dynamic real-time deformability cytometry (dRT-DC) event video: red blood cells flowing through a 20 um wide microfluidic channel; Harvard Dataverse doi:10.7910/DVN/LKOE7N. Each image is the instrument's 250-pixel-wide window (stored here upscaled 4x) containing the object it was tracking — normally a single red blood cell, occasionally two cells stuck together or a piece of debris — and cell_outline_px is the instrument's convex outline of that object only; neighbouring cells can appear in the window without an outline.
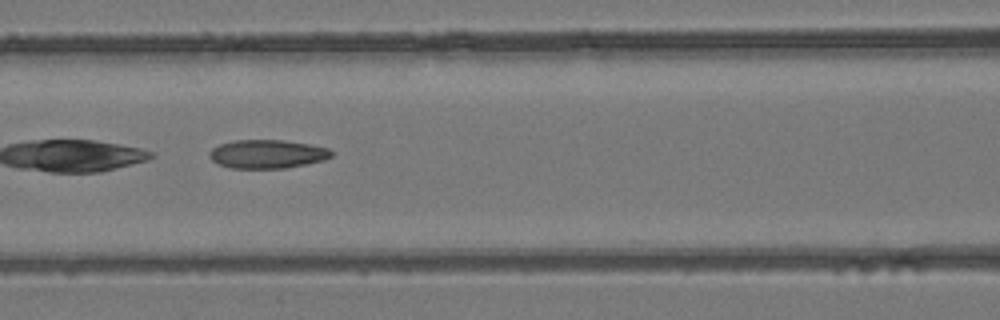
{"species": "common noctule bat (a hibernating species)", "species_latin": "Nyctalus noctula", "temperature_condition": "room temperature", "stored_images_in_passage": 33, "camera_frame_rate_fps": 3000, "um_per_image_px": 0.085, "animal": {"sex": "female", "body_mass_g": 24.6, "forearm_length_mm": 56.2}, "frame": {"image": 1, "passage_image": 6, "time_ms": 1.667, "image_size_px": [1000, 320], "cell_outline_px": [[336, 152], [332, 156], [324, 160], [284, 168], [232, 168], [220, 164], [212, 160], [208, 156], [208, 152], [212, 148], [220, 144], [236, 140], [284, 140], [312, 144], [328, 148]], "centroid_in_image_um": [22.75, 13.08], "position_along_channel_um": 143.9, "area_um2": 20.4}}
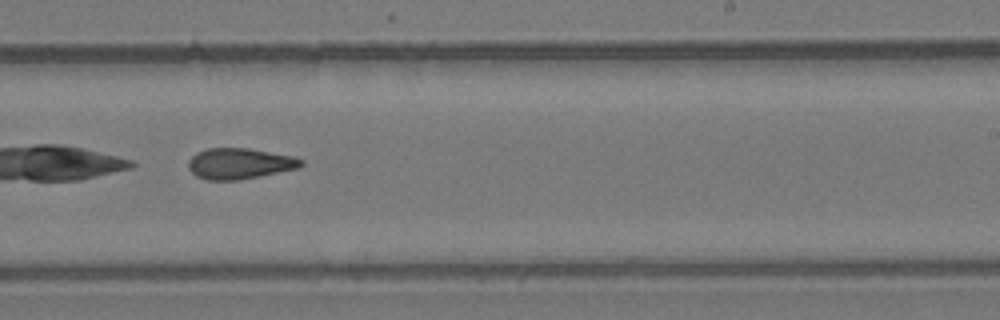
{"frame": {"image": 2, "passage_image": 15, "time_ms": 4.667, "image_size_px": [1000, 320], "cell_outline_px": [[304, 164], [300, 168], [260, 176], [236, 180], [208, 180], [196, 176], [188, 168], [188, 160], [196, 152], [204, 148], [248, 148], [296, 156], [304, 160]], "centroid_in_image_um": [20.39, 13.89], "position_along_channel_um": 268.6, "area_um2": 20.58}, "authors_computed_cell_mechanics": {"area_um2": 20.5768, "velocity_mm_per_s": 4.1681, "shape_relaxation_time_tau1_ms": null, "shape_relaxation_time_tau2_ms": 5.0653, "deformation_change_tau1": null, "deformation_change_tau2": 0.1476}}